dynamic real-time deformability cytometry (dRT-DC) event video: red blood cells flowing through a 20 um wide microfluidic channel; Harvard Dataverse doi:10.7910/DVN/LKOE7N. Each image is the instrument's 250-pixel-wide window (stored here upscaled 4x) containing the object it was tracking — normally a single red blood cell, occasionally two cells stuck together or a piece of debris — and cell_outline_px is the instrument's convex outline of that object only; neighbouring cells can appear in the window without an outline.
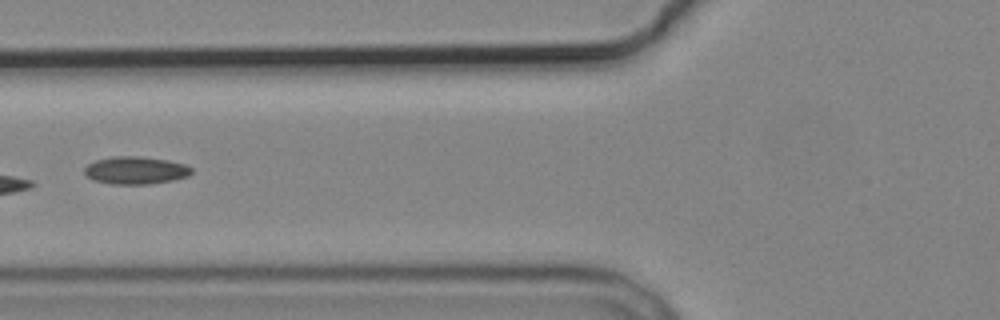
{"species": "common noctule bat (a hibernating species)", "species_latin": "Nyctalus noctula", "temperature_condition": "cold", "stored_images_in_passage": 5, "camera_frame_rate_fps": 3000, "um_per_image_px": 0.085, "animal": {"sex": "male", "body_mass_g": 19.2, "forearm_length_mm": 51.8}, "frame": {"image": 1, "passage_image": 5, "time_ms": 5.333, "image_size_px": [1000, 320], "cell_outline_px": [[192, 172], [188, 176], [172, 180], [148, 184], [112, 184], [92, 180], [84, 172], [84, 168], [88, 164], [96, 160], [112, 156], [140, 156], [168, 160], [184, 164], [192, 168]], "centroid_in_image_um": [11.51, 14.47], "position_along_channel_um": 114.3, "area_um2": 17.22}}